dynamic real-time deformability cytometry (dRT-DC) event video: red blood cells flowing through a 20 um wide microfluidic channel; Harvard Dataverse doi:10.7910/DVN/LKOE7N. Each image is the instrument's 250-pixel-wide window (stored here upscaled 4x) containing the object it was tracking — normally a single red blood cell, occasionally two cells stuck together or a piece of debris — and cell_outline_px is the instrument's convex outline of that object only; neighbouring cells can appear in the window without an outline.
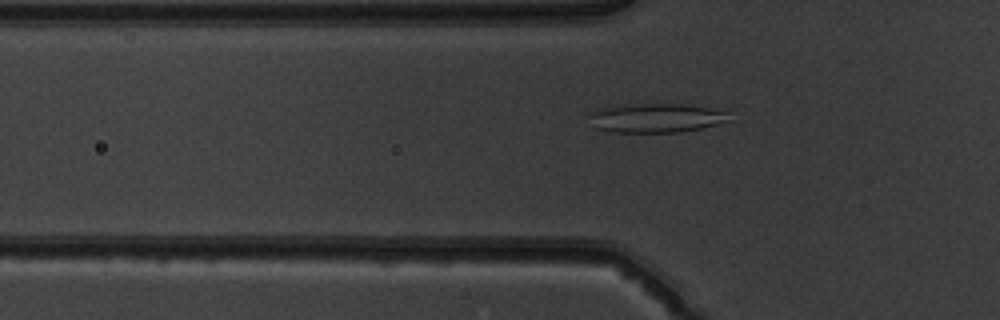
{"species": "common noctule bat (a hibernating species)", "species_latin": "Nyctalus noctula", "temperature_condition": "warm", "stored_images_in_passage": 45, "camera_frame_rate_fps": 3000, "um_per_image_px": 0.085, "animal": {"sex": "male", "body_mass_g": 19.5, "forearm_length_mm": 54.6}, "frame": {"image": 1, "passage_image": 17, "time_ms": 5.333, "image_size_px": [1000, 320], "cell_outline_px": [[732, 120], [700, 128], [680, 132], [612, 132], [596, 128], [588, 116], [600, 108], [640, 104], [684, 104], [732, 108]], "centroid_in_image_um": [55.99, 10.01], "position_along_channel_um": 69.8, "area_um2": 24.22}}
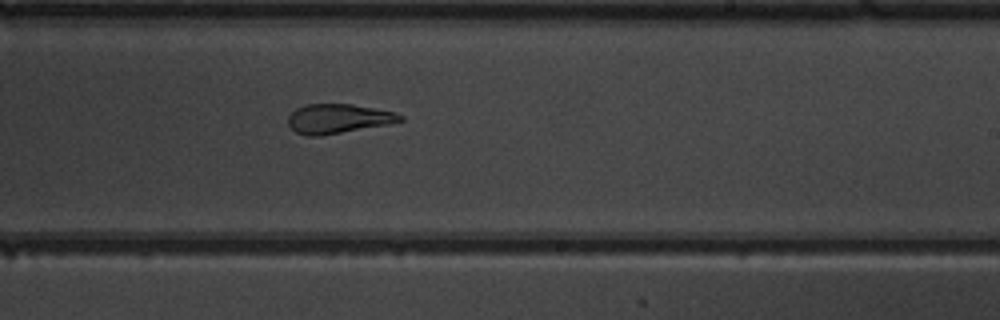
{"frame": {"image": 2, "passage_image": 31, "time_ms": 10.0, "image_size_px": [1000, 320], "cell_outline_px": [[404, 120], [388, 124], [320, 136], [308, 136], [296, 132], [288, 124], [288, 116], [296, 108], [304, 104], [352, 104], [396, 112], [404, 116]], "centroid_in_image_um": [28.74, 10.08], "position_along_channel_um": 260.3, "area_um2": 19.19}}
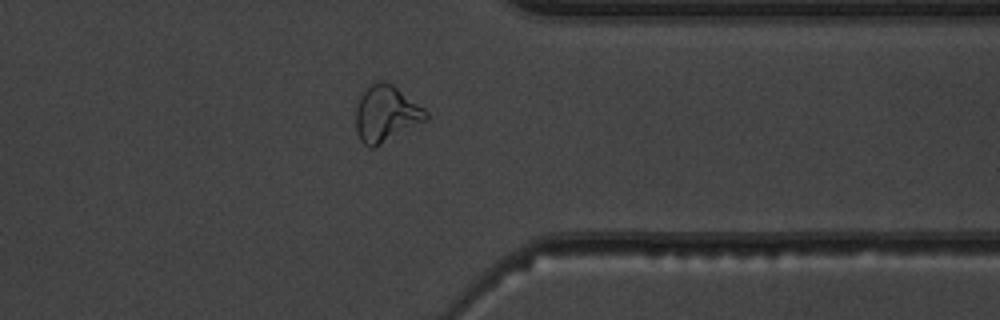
{"frame": {"image": 3, "passage_image": 40, "time_ms": 13.0, "image_size_px": [1000, 320], "cell_outline_px": [[428, 120], [376, 148], [368, 148], [360, 140], [356, 132], [356, 108], [360, 96], [376, 80], [384, 80], [392, 84], [424, 108], [428, 112]], "centroid_in_image_um": [32.82, 9.71], "position_along_channel_um": 378.6, "area_um2": 23.29}, "authors_computed_cell_mechanics": {"area_um2": 22.0796, "velocity_mm_per_s": 4.0886, "shape_relaxation_time_tau1_ms": null, "shape_relaxation_time_tau2_ms": 2.5402, "deformation_change_tau1": null, "deformation_change_tau2": 0.117}}